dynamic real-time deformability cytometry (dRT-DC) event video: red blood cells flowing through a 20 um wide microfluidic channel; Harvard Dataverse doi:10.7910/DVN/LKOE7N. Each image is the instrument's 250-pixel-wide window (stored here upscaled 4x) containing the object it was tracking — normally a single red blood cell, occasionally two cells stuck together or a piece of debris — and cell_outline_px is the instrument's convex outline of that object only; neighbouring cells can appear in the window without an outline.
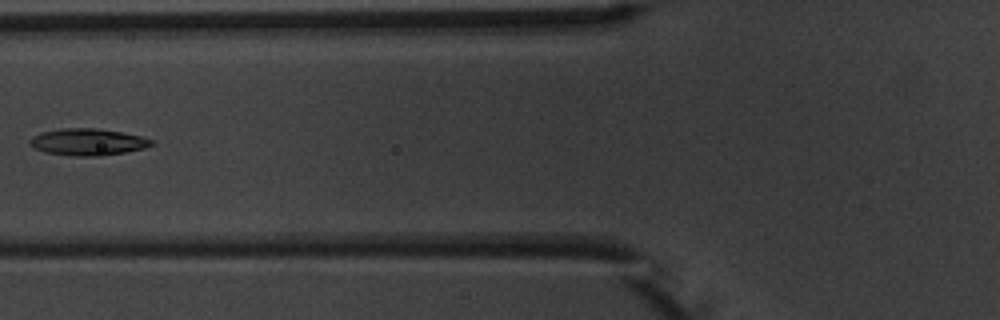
{"species": "common noctule bat (a hibernating species)", "species_latin": "Nyctalus noctula", "temperature_condition": "warm", "stored_images_in_passage": 8, "camera_frame_rate_fps": 3000, "um_per_image_px": 0.085, "animal": {"sex": "male", "body_mass_g": 20.1, "forearm_length_mm": 53.5}, "frame": {"image": 1, "passage_image": 7, "time_ms": 7.0, "image_size_px": [1000, 320], "cell_outline_px": [[156, 144], [144, 148], [124, 152], [100, 156], [72, 156], [44, 152], [28, 144], [28, 140], [32, 136], [40, 132], [60, 128], [96, 128], [120, 132], [140, 136], [152, 140]], "centroid_in_image_um": [7.42, 12.06], "position_along_channel_um": 118.4, "area_um2": 19.07}}
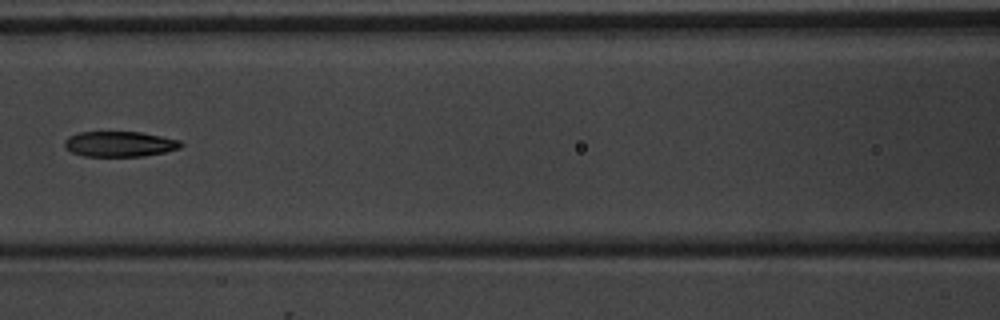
{"frame": {"image": 2, "passage_image": 8, "time_ms": 8.0, "image_size_px": [1000, 320], "cell_outline_px": [[184, 144], [180, 148], [164, 152], [144, 156], [84, 156], [72, 152], [64, 148], [64, 140], [68, 136], [76, 132], [140, 132], [180, 140]], "centroid_in_image_um": [10.14, 12.24], "position_along_channel_um": 156.5, "area_um2": 17.28}}